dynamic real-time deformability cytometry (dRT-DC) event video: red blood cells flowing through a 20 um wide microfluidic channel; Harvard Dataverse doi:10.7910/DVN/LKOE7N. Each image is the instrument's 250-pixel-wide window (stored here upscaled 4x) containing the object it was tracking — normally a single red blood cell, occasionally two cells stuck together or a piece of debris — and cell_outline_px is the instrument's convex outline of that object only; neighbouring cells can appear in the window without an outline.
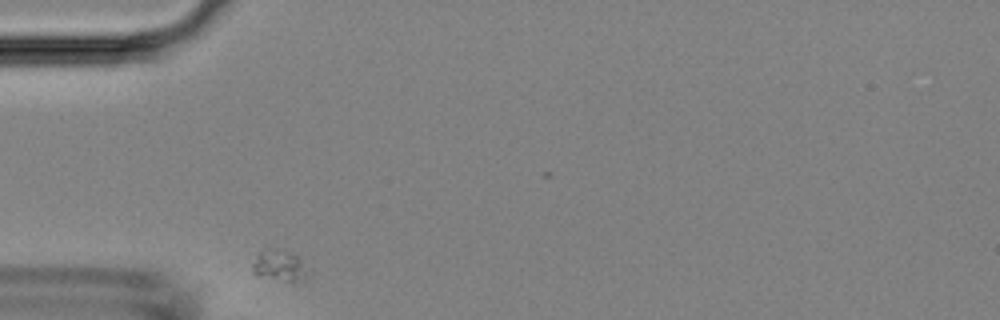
{"species": "Egyptian fruit bat (a non-hibernating species)", "species_latin": "Rousettus aegyptiacus", "temperature_condition": "room temperature", "stored_images_in_passage": 29, "camera_frame_rate_fps": 3000, "um_per_image_px": 0.085, "animal": {"sex": "female"}, "frame": {"image": 1, "passage_image": 1, "time_ms": 0.0, "image_size_px": [1000, 320], "cell_outline_px": [[312, 272], [308, 276], [292, 284], [256, 276], [252, 272], [252, 264], [256, 256], [260, 252], [268, 248], [276, 248], [300, 256]], "centroid_in_image_um": [23.81, 22.62], "position_along_channel_um": 61.2, "area_um2": 10.81}}
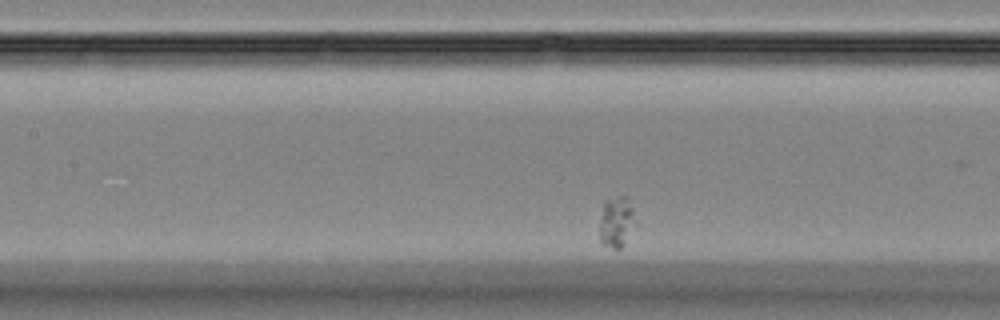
{"frame": {"image": 2, "passage_image": 10, "time_ms": 3.0, "image_size_px": [1000, 320], "cell_outline_px": [[640, 224], [624, 244], [620, 248], [612, 248], [600, 244], [600, 224], [604, 204], [608, 200], [620, 196], [628, 196]], "centroid_in_image_um": [52.5, 18.89], "position_along_channel_um": 154.9, "area_um2": 11.1}}
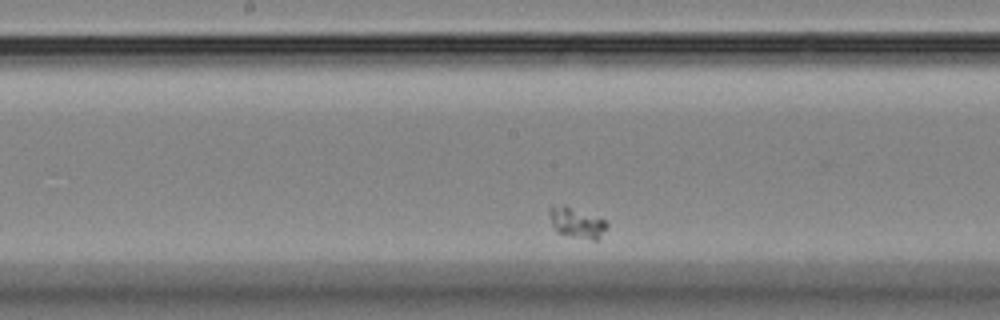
{"frame": {"image": 3, "passage_image": 14, "time_ms": 4.333, "image_size_px": [1000, 320], "cell_outline_px": [[608, 228], [596, 240], [592, 240], [572, 236], [556, 232], [552, 224], [548, 212], [548, 208], [564, 204], [600, 216], [608, 224]], "centroid_in_image_um": [49.04, 18.9], "position_along_channel_um": 199.2, "area_um2": 10.4}}